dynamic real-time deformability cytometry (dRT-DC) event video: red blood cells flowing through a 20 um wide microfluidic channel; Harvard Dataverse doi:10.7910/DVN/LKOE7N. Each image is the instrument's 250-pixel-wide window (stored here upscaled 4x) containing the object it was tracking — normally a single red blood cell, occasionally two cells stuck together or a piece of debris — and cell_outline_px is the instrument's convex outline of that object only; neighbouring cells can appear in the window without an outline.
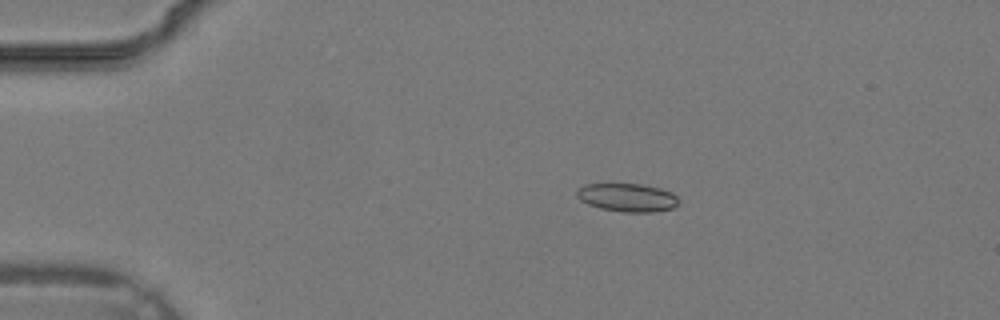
{"species": "common noctule bat (a hibernating species)", "species_latin": "Nyctalus noctula", "temperature_condition": "warm", "stored_images_in_passage": 36, "camera_frame_rate_fps": 3000, "um_per_image_px": 0.085, "animal": {"sex": "male", "body_mass_g": 19.2, "forearm_length_mm": 51.8}, "frame": {"image": 1, "passage_image": 8, "time_ms": 2.333, "image_size_px": [1000, 320], "cell_outline_px": [[680, 204], [672, 208], [652, 212], [624, 212], [600, 208], [588, 204], [580, 200], [576, 196], [576, 188], [584, 184], [640, 184], [660, 188], [672, 192], [680, 200]], "centroid_in_image_um": [53.32, 16.78], "position_along_channel_um": 31.7, "area_um2": 16.94}}
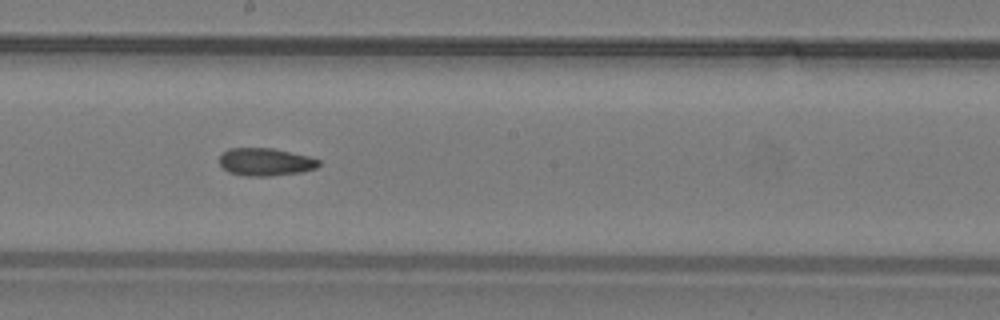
{"frame": {"image": 2, "passage_image": 21, "time_ms": 6.667, "image_size_px": [1000, 320], "cell_outline_px": [[320, 164], [316, 168], [300, 172], [272, 176], [244, 176], [228, 172], [220, 164], [220, 156], [228, 148], [272, 148], [308, 156], [320, 160]], "centroid_in_image_um": [22.56, 13.77], "position_along_channel_um": 225.6, "area_um2": 16.01}}
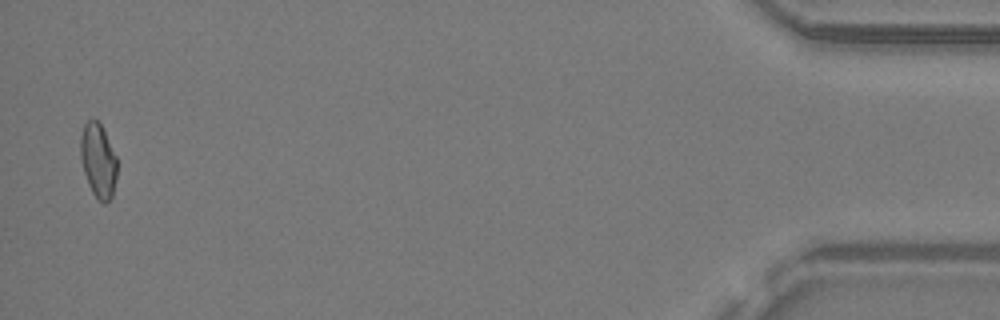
{"frame": {"image": 3, "passage_image": 36, "time_ms": 11.667, "image_size_px": [1000, 320], "cell_outline_px": [[116, 176], [112, 196], [104, 204], [96, 200], [88, 184], [80, 160], [80, 136], [84, 124], [88, 120], [96, 120], [100, 124], [116, 156]], "centroid_in_image_um": [8.32, 13.68], "position_along_channel_um": 426.9, "area_um2": 15.72}}